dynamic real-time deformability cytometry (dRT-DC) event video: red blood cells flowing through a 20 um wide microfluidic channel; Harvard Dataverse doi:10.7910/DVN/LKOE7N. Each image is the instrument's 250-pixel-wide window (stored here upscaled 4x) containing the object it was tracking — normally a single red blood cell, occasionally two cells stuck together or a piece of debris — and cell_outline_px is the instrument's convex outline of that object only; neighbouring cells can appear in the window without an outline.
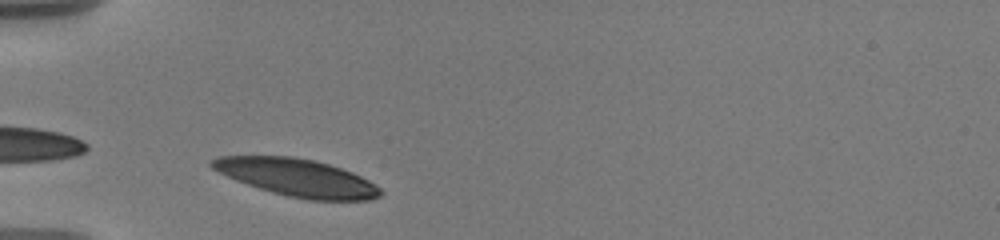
{"species": "human", "species_latin": "Homo sapiens", "temperature_condition": "warm", "stored_images_in_passage": 20, "camera_frame_rate_fps": 3000, "um_per_image_px": 0.085, "donor": {"sex": "male"}, "frame": {"image": 1, "passage_image": 2, "time_ms": 0.333, "image_size_px": [1000, 240], "cell_outline_px": [[384, 192], [380, 196], [368, 200], [308, 200], [288, 196], [272, 192], [236, 180], [212, 168], [208, 164], [208, 160], [220, 156], [292, 156], [312, 160], [328, 164], [352, 172], [376, 184]], "centroid_in_image_um": [25.25, 15.09], "position_along_channel_um": 59.7, "area_um2": 36.59}}
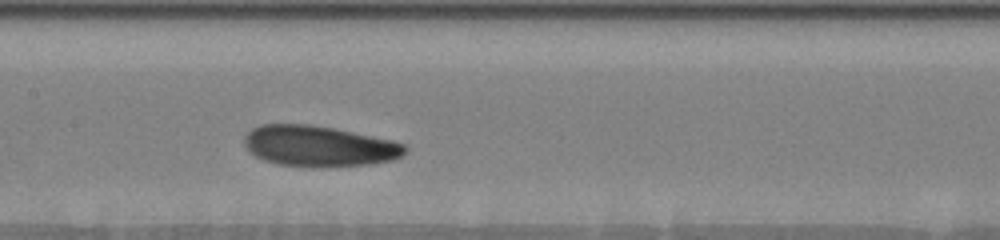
{"frame": {"image": 2, "passage_image": 10, "time_ms": 4.0, "image_size_px": [1000, 240], "cell_outline_px": [[408, 152], [392, 160], [372, 164], [276, 164], [264, 160], [256, 156], [244, 144], [244, 136], [252, 128], [260, 124], [312, 124], [392, 140], [404, 144], [408, 148]], "centroid_in_image_um": [27.11, 12.37], "position_along_channel_um": 180.3, "area_um2": 37.05}}
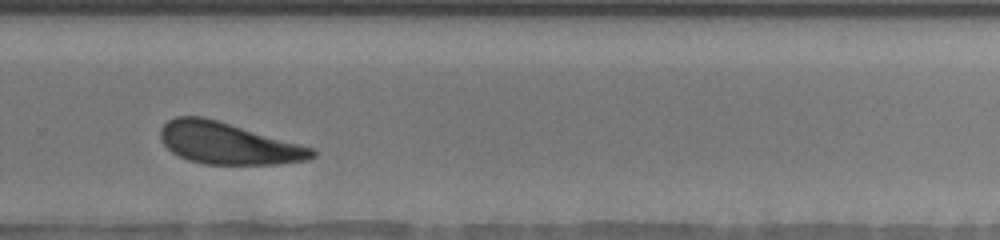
{"frame": {"image": 3, "passage_image": 16, "time_ms": 7.667, "image_size_px": [1000, 240], "cell_outline_px": [[316, 156], [308, 160], [280, 164], [204, 164], [188, 160], [172, 152], [160, 140], [160, 128], [168, 120], [176, 116], [204, 116], [316, 148]], "centroid_in_image_um": [19.41, 12.18], "position_along_channel_um": 310.4, "area_um2": 37.11}, "authors_computed_cell_mechanics": {"area_um2": 37.9457, "velocity_mm_per_s": 3.5609, "shape_relaxation_time_tau1_ms": 2.6234, "shape_relaxation_time_tau2_ms": 3.5298, "deformation_change_tau1": 0.1119, "deformation_change_tau2": 0.1274}}